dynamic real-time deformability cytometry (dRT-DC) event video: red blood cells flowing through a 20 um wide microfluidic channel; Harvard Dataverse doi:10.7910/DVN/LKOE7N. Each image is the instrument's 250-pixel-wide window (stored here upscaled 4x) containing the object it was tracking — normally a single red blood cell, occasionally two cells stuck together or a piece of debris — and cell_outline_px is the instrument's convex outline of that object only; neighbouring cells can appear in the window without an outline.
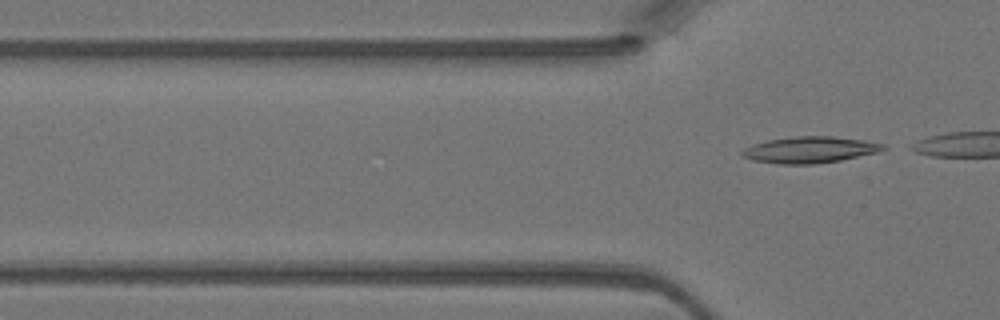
{"species": "Egyptian fruit bat (a non-hibernating species)", "species_latin": "Rousettus aegyptiacus", "temperature_condition": "warm", "stored_images_in_passage": 3, "camera_frame_rate_fps": 3000, "um_per_image_px": 0.085, "animal": {"sex": "female"}, "frame": {"image": 1, "passage_image": 3, "time_ms": 0.667, "image_size_px": [1000, 320], "cell_outline_px": [[888, 148], [876, 152], [840, 160], [812, 164], [780, 164], [752, 160], [744, 156], [740, 152], [744, 148], [752, 144], [768, 140], [796, 136], [832, 136], [864, 140], [884, 144]], "centroid_in_image_um": [68.82, 12.72], "position_along_channel_um": 57.0, "area_um2": 21.5}}